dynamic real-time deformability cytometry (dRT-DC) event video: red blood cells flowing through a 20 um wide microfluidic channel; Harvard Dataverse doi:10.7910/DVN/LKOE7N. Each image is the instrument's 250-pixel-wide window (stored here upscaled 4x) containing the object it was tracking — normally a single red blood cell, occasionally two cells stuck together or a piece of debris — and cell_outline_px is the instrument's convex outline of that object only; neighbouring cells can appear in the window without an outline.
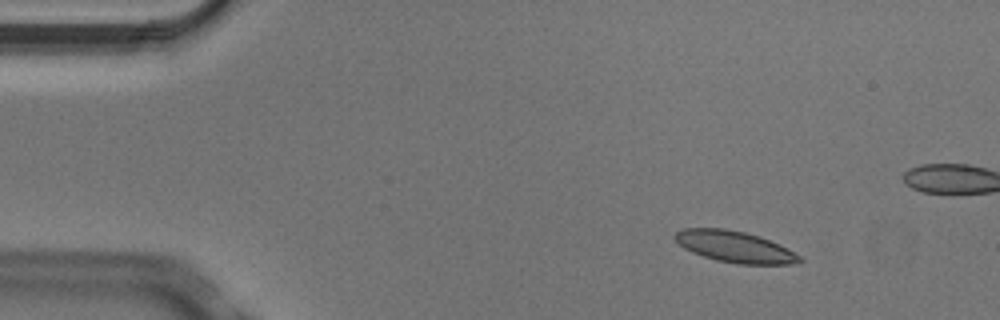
{"species": "Egyptian fruit bat (a non-hibernating species)", "species_latin": "Rousettus aegyptiacus", "temperature_condition": "cold", "stored_images_in_passage": 5, "camera_frame_rate_fps": 3000, "um_per_image_px": 0.085, "animal": {"sex": "male"}, "frame": {"image": 1, "passage_image": 2, "time_ms": 0.333, "image_size_px": [1000, 320], "cell_outline_px": [[804, 260], [792, 264], [736, 264], [716, 260], [692, 252], [684, 248], [672, 236], [676, 232], [684, 228], [724, 228], [744, 232], [760, 236], [780, 244], [804, 256]], "centroid_in_image_um": [62.51, 20.97], "position_along_channel_um": 22.5, "area_um2": 22.95}}